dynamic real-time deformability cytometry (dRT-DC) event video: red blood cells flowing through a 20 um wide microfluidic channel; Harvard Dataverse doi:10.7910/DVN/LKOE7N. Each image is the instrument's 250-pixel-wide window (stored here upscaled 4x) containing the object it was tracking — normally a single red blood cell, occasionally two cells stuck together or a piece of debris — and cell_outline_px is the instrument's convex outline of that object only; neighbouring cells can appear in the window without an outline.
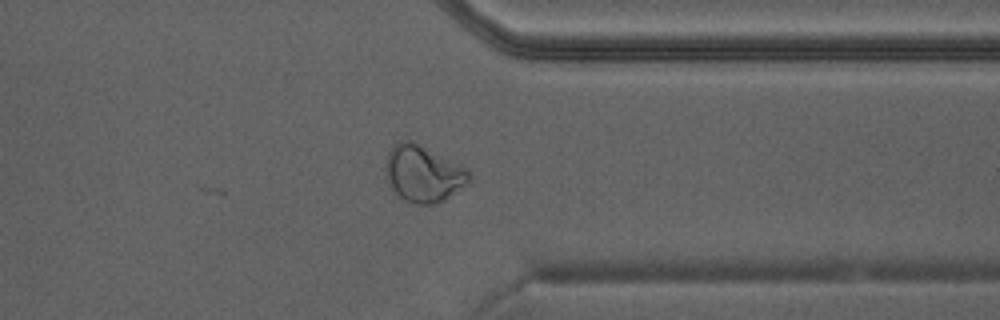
{"species": "Egyptian fruit bat (a non-hibernating species)", "species_latin": "Rousettus aegyptiacus", "temperature_condition": "warm", "stored_images_in_passage": 32, "camera_frame_rate_fps": 3000, "um_per_image_px": 0.085, "animal": {"sex": "male"}, "frame": {"image": 1, "passage_image": 23, "time_ms": 7.333, "image_size_px": [1000, 320], "cell_outline_px": [[468, 180], [464, 184], [444, 200], [436, 204], [416, 204], [404, 200], [392, 188], [384, 176], [384, 168], [388, 152], [396, 144], [404, 140], [412, 140], [468, 168]], "centroid_in_image_um": [35.92, 14.75], "position_along_channel_um": 375.5, "area_um2": 27.22}}